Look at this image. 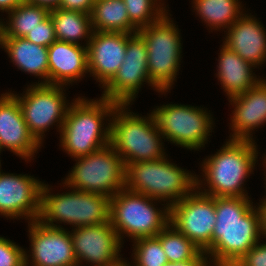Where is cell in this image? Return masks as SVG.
I'll list each match as a JSON object with an SVG mask.
<instances>
[{
  "mask_svg": "<svg viewBox=\"0 0 266 266\" xmlns=\"http://www.w3.org/2000/svg\"><path fill=\"white\" fill-rule=\"evenodd\" d=\"M0 145L25 162L35 159L41 145L29 132L18 103L11 91L0 95Z\"/></svg>",
  "mask_w": 266,
  "mask_h": 266,
  "instance_id": "obj_17",
  "label": "cell"
},
{
  "mask_svg": "<svg viewBox=\"0 0 266 266\" xmlns=\"http://www.w3.org/2000/svg\"><path fill=\"white\" fill-rule=\"evenodd\" d=\"M90 16L93 31L128 34L138 31L130 22L123 0H96Z\"/></svg>",
  "mask_w": 266,
  "mask_h": 266,
  "instance_id": "obj_25",
  "label": "cell"
},
{
  "mask_svg": "<svg viewBox=\"0 0 266 266\" xmlns=\"http://www.w3.org/2000/svg\"><path fill=\"white\" fill-rule=\"evenodd\" d=\"M95 1L96 0H62L59 8L91 14Z\"/></svg>",
  "mask_w": 266,
  "mask_h": 266,
  "instance_id": "obj_34",
  "label": "cell"
},
{
  "mask_svg": "<svg viewBox=\"0 0 266 266\" xmlns=\"http://www.w3.org/2000/svg\"><path fill=\"white\" fill-rule=\"evenodd\" d=\"M228 101L234 107L230 116L232 133L229 139L255 141L252 132L266 123V79Z\"/></svg>",
  "mask_w": 266,
  "mask_h": 266,
  "instance_id": "obj_19",
  "label": "cell"
},
{
  "mask_svg": "<svg viewBox=\"0 0 266 266\" xmlns=\"http://www.w3.org/2000/svg\"><path fill=\"white\" fill-rule=\"evenodd\" d=\"M156 201L162 202L126 188L110 198V223L122 243L125 236L131 242L155 237L169 224L170 207Z\"/></svg>",
  "mask_w": 266,
  "mask_h": 266,
  "instance_id": "obj_7",
  "label": "cell"
},
{
  "mask_svg": "<svg viewBox=\"0 0 266 266\" xmlns=\"http://www.w3.org/2000/svg\"><path fill=\"white\" fill-rule=\"evenodd\" d=\"M168 11L156 22L140 28L148 53V75L160 91H170L179 74L182 38Z\"/></svg>",
  "mask_w": 266,
  "mask_h": 266,
  "instance_id": "obj_8",
  "label": "cell"
},
{
  "mask_svg": "<svg viewBox=\"0 0 266 266\" xmlns=\"http://www.w3.org/2000/svg\"><path fill=\"white\" fill-rule=\"evenodd\" d=\"M0 47L17 69L41 78L35 84H49L48 47L20 37H0Z\"/></svg>",
  "mask_w": 266,
  "mask_h": 266,
  "instance_id": "obj_23",
  "label": "cell"
},
{
  "mask_svg": "<svg viewBox=\"0 0 266 266\" xmlns=\"http://www.w3.org/2000/svg\"><path fill=\"white\" fill-rule=\"evenodd\" d=\"M3 170H1V160H0V174L2 173Z\"/></svg>",
  "mask_w": 266,
  "mask_h": 266,
  "instance_id": "obj_42",
  "label": "cell"
},
{
  "mask_svg": "<svg viewBox=\"0 0 266 266\" xmlns=\"http://www.w3.org/2000/svg\"><path fill=\"white\" fill-rule=\"evenodd\" d=\"M130 22L139 30L158 21L167 11L163 0H123ZM161 1V2H160ZM163 2V3H162Z\"/></svg>",
  "mask_w": 266,
  "mask_h": 266,
  "instance_id": "obj_29",
  "label": "cell"
},
{
  "mask_svg": "<svg viewBox=\"0 0 266 266\" xmlns=\"http://www.w3.org/2000/svg\"><path fill=\"white\" fill-rule=\"evenodd\" d=\"M27 86L25 94H12L18 99L29 132L43 146L45 132L55 123L60 133L72 102L66 100V86L34 83Z\"/></svg>",
  "mask_w": 266,
  "mask_h": 266,
  "instance_id": "obj_11",
  "label": "cell"
},
{
  "mask_svg": "<svg viewBox=\"0 0 266 266\" xmlns=\"http://www.w3.org/2000/svg\"><path fill=\"white\" fill-rule=\"evenodd\" d=\"M245 12L227 29L223 44L256 68L266 62V29L251 13Z\"/></svg>",
  "mask_w": 266,
  "mask_h": 266,
  "instance_id": "obj_20",
  "label": "cell"
},
{
  "mask_svg": "<svg viewBox=\"0 0 266 266\" xmlns=\"http://www.w3.org/2000/svg\"><path fill=\"white\" fill-rule=\"evenodd\" d=\"M250 198L215 197L216 223L206 252L211 266H233L261 240L259 212Z\"/></svg>",
  "mask_w": 266,
  "mask_h": 266,
  "instance_id": "obj_1",
  "label": "cell"
},
{
  "mask_svg": "<svg viewBox=\"0 0 266 266\" xmlns=\"http://www.w3.org/2000/svg\"><path fill=\"white\" fill-rule=\"evenodd\" d=\"M220 48L215 74L228 99L247 92L263 79L260 76L257 78L253 72L256 67L243 60L236 52L223 43Z\"/></svg>",
  "mask_w": 266,
  "mask_h": 266,
  "instance_id": "obj_22",
  "label": "cell"
},
{
  "mask_svg": "<svg viewBox=\"0 0 266 266\" xmlns=\"http://www.w3.org/2000/svg\"><path fill=\"white\" fill-rule=\"evenodd\" d=\"M208 256L205 252L201 251L193 260L184 262H170L168 261L163 266H211Z\"/></svg>",
  "mask_w": 266,
  "mask_h": 266,
  "instance_id": "obj_35",
  "label": "cell"
},
{
  "mask_svg": "<svg viewBox=\"0 0 266 266\" xmlns=\"http://www.w3.org/2000/svg\"><path fill=\"white\" fill-rule=\"evenodd\" d=\"M51 187L43 183L41 189L37 220L42 224L63 228L60 225L63 223L77 228L110 222V197L70 188L68 192L54 194Z\"/></svg>",
  "mask_w": 266,
  "mask_h": 266,
  "instance_id": "obj_5",
  "label": "cell"
},
{
  "mask_svg": "<svg viewBox=\"0 0 266 266\" xmlns=\"http://www.w3.org/2000/svg\"><path fill=\"white\" fill-rule=\"evenodd\" d=\"M2 20H5V19H0V32L2 31V27H3V23H4V21H2Z\"/></svg>",
  "mask_w": 266,
  "mask_h": 266,
  "instance_id": "obj_41",
  "label": "cell"
},
{
  "mask_svg": "<svg viewBox=\"0 0 266 266\" xmlns=\"http://www.w3.org/2000/svg\"><path fill=\"white\" fill-rule=\"evenodd\" d=\"M205 107L184 104H163L151 111L164 141L189 150H201L208 143L215 127Z\"/></svg>",
  "mask_w": 266,
  "mask_h": 266,
  "instance_id": "obj_10",
  "label": "cell"
},
{
  "mask_svg": "<svg viewBox=\"0 0 266 266\" xmlns=\"http://www.w3.org/2000/svg\"><path fill=\"white\" fill-rule=\"evenodd\" d=\"M133 243L131 263L134 266H163L168 262L161 242L156 236L140 238Z\"/></svg>",
  "mask_w": 266,
  "mask_h": 266,
  "instance_id": "obj_30",
  "label": "cell"
},
{
  "mask_svg": "<svg viewBox=\"0 0 266 266\" xmlns=\"http://www.w3.org/2000/svg\"><path fill=\"white\" fill-rule=\"evenodd\" d=\"M55 30L56 40L77 45L84 39L87 47L92 35L91 16L79 11L55 8L49 13Z\"/></svg>",
  "mask_w": 266,
  "mask_h": 266,
  "instance_id": "obj_24",
  "label": "cell"
},
{
  "mask_svg": "<svg viewBox=\"0 0 266 266\" xmlns=\"http://www.w3.org/2000/svg\"><path fill=\"white\" fill-rule=\"evenodd\" d=\"M227 140L201 162L203 176L196 175V189L212 197H249L244 182L254 172L258 145L250 140Z\"/></svg>",
  "mask_w": 266,
  "mask_h": 266,
  "instance_id": "obj_2",
  "label": "cell"
},
{
  "mask_svg": "<svg viewBox=\"0 0 266 266\" xmlns=\"http://www.w3.org/2000/svg\"><path fill=\"white\" fill-rule=\"evenodd\" d=\"M71 101L60 131L59 145L75 159L110 143L111 118L118 103L103 97L86 99L84 96Z\"/></svg>",
  "mask_w": 266,
  "mask_h": 266,
  "instance_id": "obj_3",
  "label": "cell"
},
{
  "mask_svg": "<svg viewBox=\"0 0 266 266\" xmlns=\"http://www.w3.org/2000/svg\"><path fill=\"white\" fill-rule=\"evenodd\" d=\"M26 40L40 46L49 47L56 41L54 24L50 15L28 32L24 37Z\"/></svg>",
  "mask_w": 266,
  "mask_h": 266,
  "instance_id": "obj_32",
  "label": "cell"
},
{
  "mask_svg": "<svg viewBox=\"0 0 266 266\" xmlns=\"http://www.w3.org/2000/svg\"><path fill=\"white\" fill-rule=\"evenodd\" d=\"M28 227L31 248L24 252L25 266H78L66 228L46 226L38 220L28 222Z\"/></svg>",
  "mask_w": 266,
  "mask_h": 266,
  "instance_id": "obj_15",
  "label": "cell"
},
{
  "mask_svg": "<svg viewBox=\"0 0 266 266\" xmlns=\"http://www.w3.org/2000/svg\"><path fill=\"white\" fill-rule=\"evenodd\" d=\"M127 33L93 31L87 45L88 71L104 87L124 61Z\"/></svg>",
  "mask_w": 266,
  "mask_h": 266,
  "instance_id": "obj_18",
  "label": "cell"
},
{
  "mask_svg": "<svg viewBox=\"0 0 266 266\" xmlns=\"http://www.w3.org/2000/svg\"><path fill=\"white\" fill-rule=\"evenodd\" d=\"M62 181L63 187L112 197L125 188L126 166L109 143L84 157Z\"/></svg>",
  "mask_w": 266,
  "mask_h": 266,
  "instance_id": "obj_9",
  "label": "cell"
},
{
  "mask_svg": "<svg viewBox=\"0 0 266 266\" xmlns=\"http://www.w3.org/2000/svg\"><path fill=\"white\" fill-rule=\"evenodd\" d=\"M48 65L49 85L72 86L89 73L87 47L56 40L48 47Z\"/></svg>",
  "mask_w": 266,
  "mask_h": 266,
  "instance_id": "obj_21",
  "label": "cell"
},
{
  "mask_svg": "<svg viewBox=\"0 0 266 266\" xmlns=\"http://www.w3.org/2000/svg\"><path fill=\"white\" fill-rule=\"evenodd\" d=\"M50 10L38 5L23 2L15 9L7 12L6 22L3 23L0 37L24 38L30 30L49 16Z\"/></svg>",
  "mask_w": 266,
  "mask_h": 266,
  "instance_id": "obj_27",
  "label": "cell"
},
{
  "mask_svg": "<svg viewBox=\"0 0 266 266\" xmlns=\"http://www.w3.org/2000/svg\"><path fill=\"white\" fill-rule=\"evenodd\" d=\"M192 4L195 14L210 31L227 30L245 10L240 0H192Z\"/></svg>",
  "mask_w": 266,
  "mask_h": 266,
  "instance_id": "obj_26",
  "label": "cell"
},
{
  "mask_svg": "<svg viewBox=\"0 0 266 266\" xmlns=\"http://www.w3.org/2000/svg\"><path fill=\"white\" fill-rule=\"evenodd\" d=\"M170 262L193 260L202 250L190 239L168 224L157 236Z\"/></svg>",
  "mask_w": 266,
  "mask_h": 266,
  "instance_id": "obj_28",
  "label": "cell"
},
{
  "mask_svg": "<svg viewBox=\"0 0 266 266\" xmlns=\"http://www.w3.org/2000/svg\"><path fill=\"white\" fill-rule=\"evenodd\" d=\"M25 249L0 235V266H25Z\"/></svg>",
  "mask_w": 266,
  "mask_h": 266,
  "instance_id": "obj_31",
  "label": "cell"
},
{
  "mask_svg": "<svg viewBox=\"0 0 266 266\" xmlns=\"http://www.w3.org/2000/svg\"><path fill=\"white\" fill-rule=\"evenodd\" d=\"M130 264L131 263L129 261L125 260L123 263H121L120 265H117V266H130Z\"/></svg>",
  "mask_w": 266,
  "mask_h": 266,
  "instance_id": "obj_40",
  "label": "cell"
},
{
  "mask_svg": "<svg viewBox=\"0 0 266 266\" xmlns=\"http://www.w3.org/2000/svg\"><path fill=\"white\" fill-rule=\"evenodd\" d=\"M42 181L28 174H0V216L37 220L40 213Z\"/></svg>",
  "mask_w": 266,
  "mask_h": 266,
  "instance_id": "obj_16",
  "label": "cell"
},
{
  "mask_svg": "<svg viewBox=\"0 0 266 266\" xmlns=\"http://www.w3.org/2000/svg\"><path fill=\"white\" fill-rule=\"evenodd\" d=\"M25 0H0V11L9 12L15 9L18 5L23 3Z\"/></svg>",
  "mask_w": 266,
  "mask_h": 266,
  "instance_id": "obj_38",
  "label": "cell"
},
{
  "mask_svg": "<svg viewBox=\"0 0 266 266\" xmlns=\"http://www.w3.org/2000/svg\"><path fill=\"white\" fill-rule=\"evenodd\" d=\"M129 104H118L112 114L110 144L125 166L140 161L164 158L163 135L152 113L147 116L129 110Z\"/></svg>",
  "mask_w": 266,
  "mask_h": 266,
  "instance_id": "obj_4",
  "label": "cell"
},
{
  "mask_svg": "<svg viewBox=\"0 0 266 266\" xmlns=\"http://www.w3.org/2000/svg\"><path fill=\"white\" fill-rule=\"evenodd\" d=\"M25 2L52 10L59 8L62 0H25Z\"/></svg>",
  "mask_w": 266,
  "mask_h": 266,
  "instance_id": "obj_37",
  "label": "cell"
},
{
  "mask_svg": "<svg viewBox=\"0 0 266 266\" xmlns=\"http://www.w3.org/2000/svg\"><path fill=\"white\" fill-rule=\"evenodd\" d=\"M69 232L78 266L83 262L91 266H117L125 261L120 253L124 243L110 222L72 228Z\"/></svg>",
  "mask_w": 266,
  "mask_h": 266,
  "instance_id": "obj_14",
  "label": "cell"
},
{
  "mask_svg": "<svg viewBox=\"0 0 266 266\" xmlns=\"http://www.w3.org/2000/svg\"><path fill=\"white\" fill-rule=\"evenodd\" d=\"M215 223V197L197 189L170 206L169 224L205 253L212 246Z\"/></svg>",
  "mask_w": 266,
  "mask_h": 266,
  "instance_id": "obj_13",
  "label": "cell"
},
{
  "mask_svg": "<svg viewBox=\"0 0 266 266\" xmlns=\"http://www.w3.org/2000/svg\"><path fill=\"white\" fill-rule=\"evenodd\" d=\"M147 56V46L143 38L138 33H127L124 61L113 78L102 88L104 90L101 97L118 104H129L131 107L144 82L161 95L169 92L160 91L150 81Z\"/></svg>",
  "mask_w": 266,
  "mask_h": 266,
  "instance_id": "obj_12",
  "label": "cell"
},
{
  "mask_svg": "<svg viewBox=\"0 0 266 266\" xmlns=\"http://www.w3.org/2000/svg\"><path fill=\"white\" fill-rule=\"evenodd\" d=\"M126 165L125 188L166 202L170 207L196 189V175L167 159Z\"/></svg>",
  "mask_w": 266,
  "mask_h": 266,
  "instance_id": "obj_6",
  "label": "cell"
},
{
  "mask_svg": "<svg viewBox=\"0 0 266 266\" xmlns=\"http://www.w3.org/2000/svg\"><path fill=\"white\" fill-rule=\"evenodd\" d=\"M259 203V204H258ZM256 203L260 217V231L262 239L266 240V197H262L261 201Z\"/></svg>",
  "mask_w": 266,
  "mask_h": 266,
  "instance_id": "obj_36",
  "label": "cell"
},
{
  "mask_svg": "<svg viewBox=\"0 0 266 266\" xmlns=\"http://www.w3.org/2000/svg\"><path fill=\"white\" fill-rule=\"evenodd\" d=\"M262 241L250 248L233 266H266V242Z\"/></svg>",
  "mask_w": 266,
  "mask_h": 266,
  "instance_id": "obj_33",
  "label": "cell"
},
{
  "mask_svg": "<svg viewBox=\"0 0 266 266\" xmlns=\"http://www.w3.org/2000/svg\"><path fill=\"white\" fill-rule=\"evenodd\" d=\"M264 156H262V158H264L262 161V165H263V168L266 170V153L265 154H263ZM264 173L266 174V171H264ZM264 176H266V175H264ZM264 179H265V182H266V177H264ZM264 182V184H265V186H266V183ZM265 189H266V187H265Z\"/></svg>",
  "mask_w": 266,
  "mask_h": 266,
  "instance_id": "obj_39",
  "label": "cell"
}]
</instances>
